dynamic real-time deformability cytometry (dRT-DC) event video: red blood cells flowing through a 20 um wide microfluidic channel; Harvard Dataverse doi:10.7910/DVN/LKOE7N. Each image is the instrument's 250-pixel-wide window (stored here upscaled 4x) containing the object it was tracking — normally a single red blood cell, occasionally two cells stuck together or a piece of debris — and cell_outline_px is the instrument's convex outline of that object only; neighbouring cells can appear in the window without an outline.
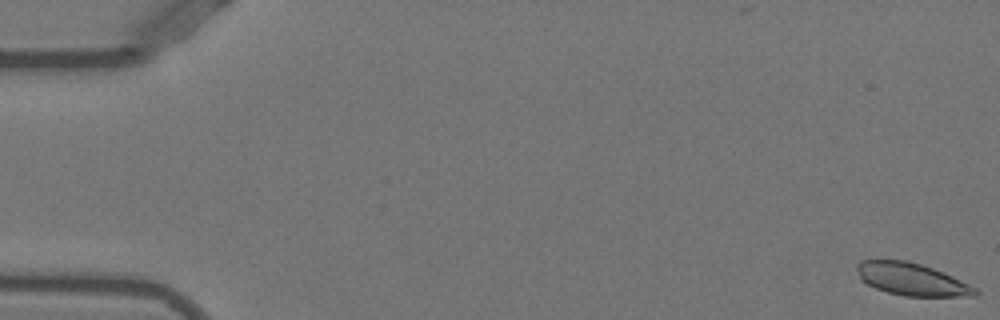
{"species": "Egyptian fruit bat (a non-hibernating species)", "species_latin": "Rousettus aegyptiacus", "temperature_condition": "warm", "stored_images_in_passage": 11, "camera_frame_rate_fps": 3000, "um_per_image_px": 0.085, "animal": {"sex": "female"}, "frame": {"image": 1, "passage_image": 1, "time_ms": 0.0, "image_size_px": [1000, 320], "cell_outline_px": [[980, 292], [976, 296], [904, 296], [888, 292], [876, 288], [860, 280], [856, 268], [856, 264], [860, 260], [908, 260], [932, 268], [952, 276], [976, 288]], "centroid_in_image_um": [77.47, 23.73], "position_along_channel_um": 7.5, "area_um2": 22.25}}